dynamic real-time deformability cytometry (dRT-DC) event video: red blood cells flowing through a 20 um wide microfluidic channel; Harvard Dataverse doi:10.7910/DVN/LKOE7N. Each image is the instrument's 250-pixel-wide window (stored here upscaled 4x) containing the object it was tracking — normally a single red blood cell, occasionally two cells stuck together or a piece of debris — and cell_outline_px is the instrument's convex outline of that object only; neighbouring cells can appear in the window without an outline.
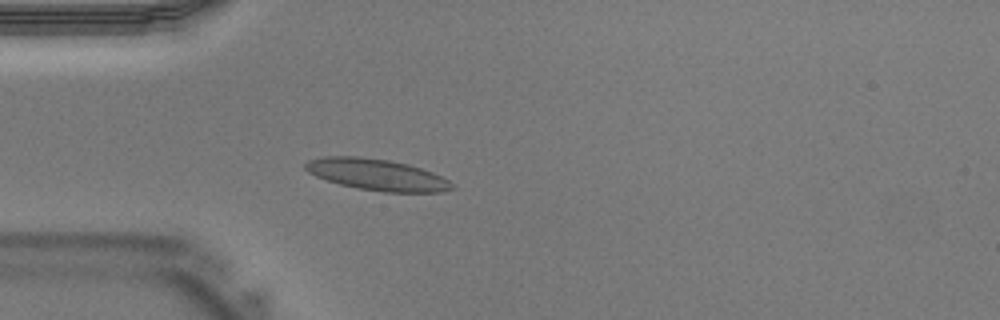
{"species": "Egyptian fruit bat (a non-hibernating species)", "species_latin": "Rousettus aegyptiacus", "temperature_condition": "warm", "stored_images_in_passage": 41, "camera_frame_rate_fps": 3000, "um_per_image_px": 0.085, "animal": {"sex": "male"}, "frame": {"image": 1, "passage_image": 12, "time_ms": 3.667, "image_size_px": [1000, 320], "cell_outline_px": [[456, 188], [444, 192], [384, 192], [360, 188], [340, 184], [316, 176], [308, 172], [304, 168], [304, 164], [308, 160], [324, 156], [356, 156], [388, 160], [408, 164], [432, 172], [448, 180]], "centroid_in_image_um": [32.04, 14.84], "position_along_channel_um": 53.0, "area_um2": 26.65}}